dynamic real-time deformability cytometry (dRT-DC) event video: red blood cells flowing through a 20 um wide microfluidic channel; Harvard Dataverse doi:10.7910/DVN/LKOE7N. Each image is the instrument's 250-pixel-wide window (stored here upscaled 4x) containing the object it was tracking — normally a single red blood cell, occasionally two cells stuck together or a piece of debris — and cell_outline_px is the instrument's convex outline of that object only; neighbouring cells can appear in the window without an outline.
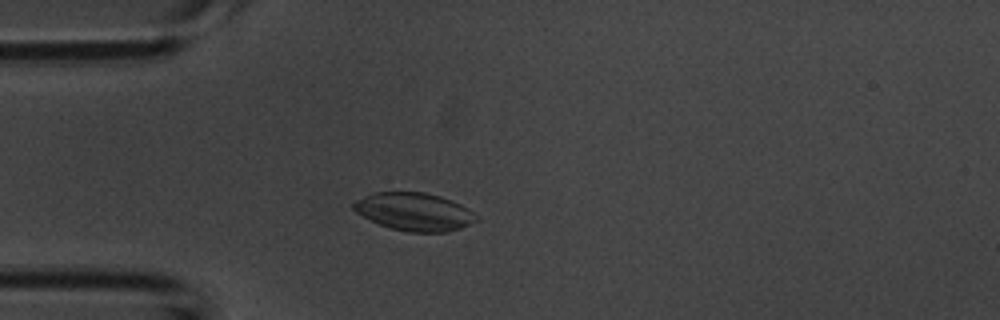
{"species": "common noctule bat (a hibernating species)", "species_latin": "Nyctalus noctula", "temperature_condition": "room temperature", "stored_images_in_passage": 47, "camera_frame_rate_fps": 3000, "um_per_image_px": 0.085, "animal": {"sex": "male", "body_mass_g": 20.1, "forearm_length_mm": 53.5}, "frame": {"image": 1, "passage_image": 11, "time_ms": 3.333, "image_size_px": [1000, 320], "cell_outline_px": [[480, 220], [460, 228], [448, 232], [408, 232], [392, 228], [380, 224], [356, 212], [352, 208], [352, 204], [356, 200], [372, 192], [424, 192], [440, 196], [452, 200], [468, 208]], "centroid_in_image_um": [35.23, 17.99], "position_along_channel_um": 49.8, "area_um2": 27.05}}
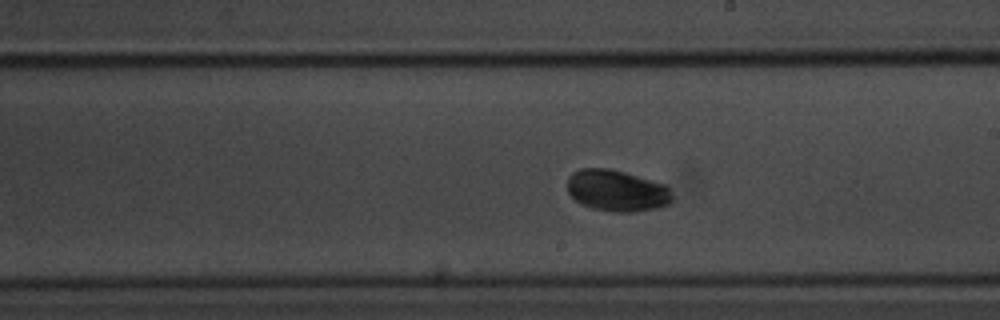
{"frame": {"image": 2, "passage_image": 27, "time_ms": 8.667, "image_size_px": [1000, 320], "cell_outline_px": [[672, 200], [668, 204], [656, 208], [636, 212], [612, 212], [592, 208], [580, 204], [568, 192], [568, 176], [572, 172], [580, 168], [608, 168], [624, 172], [668, 184], [672, 196]], "centroid_in_image_um": [52.44, 16.2], "position_along_channel_um": 236.6, "area_um2": 25.61}}
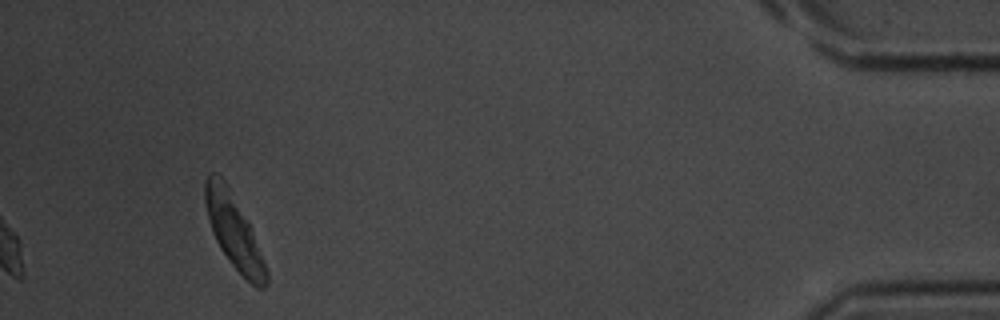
{"frame": {"image": 3, "passage_image": 47, "time_ms": 15.333, "image_size_px": [1000, 320], "cell_outline_px": [[268, 284], [264, 288], [256, 288], [228, 260], [220, 248], [212, 232], [208, 220], [204, 200], [204, 180], [212, 172], [216, 172], [228, 184], [248, 220], [252, 228], [264, 260], [268, 272]], "centroid_in_image_um": [19.87, 19.63], "position_along_channel_um": 415.3, "area_um2": 26.41}, "authors_computed_cell_mechanics": {"area_um2": 25.3164, "velocity_mm_per_s": 3.7023, "shape_relaxation_time_tau1_ms": 2.8945, "shape_relaxation_time_tau2_ms": null, "deformation_change_tau1": 0.1425, "deformation_change_tau2": null}}